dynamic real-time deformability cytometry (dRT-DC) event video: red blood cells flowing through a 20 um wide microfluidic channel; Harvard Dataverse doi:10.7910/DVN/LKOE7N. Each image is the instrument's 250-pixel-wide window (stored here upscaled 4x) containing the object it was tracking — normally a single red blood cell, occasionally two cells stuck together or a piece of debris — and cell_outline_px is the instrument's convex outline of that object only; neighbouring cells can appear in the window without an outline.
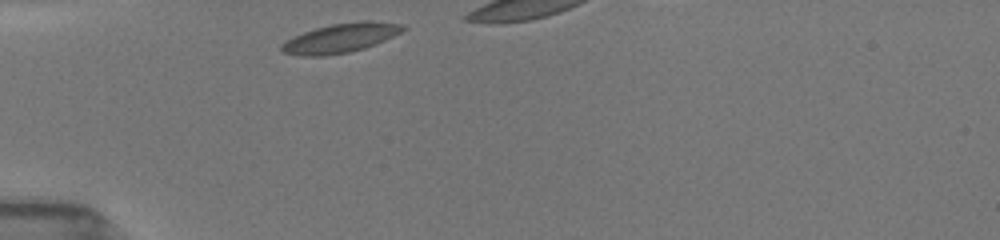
{"species": "common noctule bat (a hibernating species)", "species_latin": "Nyctalus noctula", "temperature_condition": "room temperature", "stored_images_in_passage": 10, "camera_frame_rate_fps": 3000, "um_per_image_px": 0.085, "animal": {"sex": "female", "body_mass_g": 19.5, "forearm_length_mm": 54.1}, "frame": {"image": 1, "passage_image": 1, "time_ms": 0.0, "image_size_px": [1000, 240], "cell_outline_px": [[408, 28], [376, 44], [364, 48], [348, 52], [324, 56], [300, 56], [284, 52], [280, 48], [280, 44], [292, 36], [316, 28], [332, 24], [364, 20], [368, 20], [404, 24]], "centroid_in_image_um": [28.94, 3.23], "position_along_channel_um": 56.1, "area_um2": 20.69}}
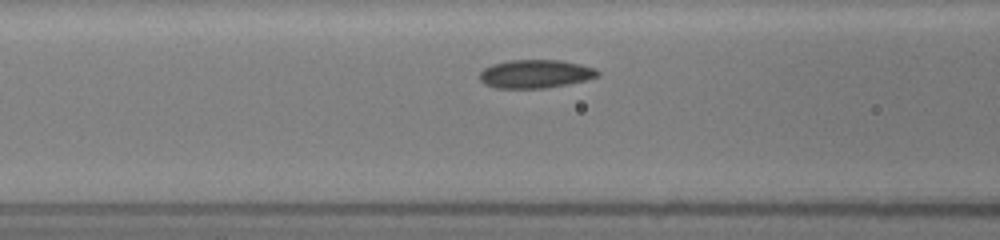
{"frame": {"image": 2, "passage_image": 8, "time_ms": 2.0, "image_size_px": [1000, 240], "cell_outline_px": [[600, 76], [568, 84], [544, 88], [496, 88], [484, 84], [480, 80], [480, 72], [484, 68], [492, 64], [508, 60], [560, 60], [580, 64], [596, 68], [600, 72]], "centroid_in_image_um": [45.51, 6.28], "position_along_channel_um": 121.1, "area_um2": 19.59}}